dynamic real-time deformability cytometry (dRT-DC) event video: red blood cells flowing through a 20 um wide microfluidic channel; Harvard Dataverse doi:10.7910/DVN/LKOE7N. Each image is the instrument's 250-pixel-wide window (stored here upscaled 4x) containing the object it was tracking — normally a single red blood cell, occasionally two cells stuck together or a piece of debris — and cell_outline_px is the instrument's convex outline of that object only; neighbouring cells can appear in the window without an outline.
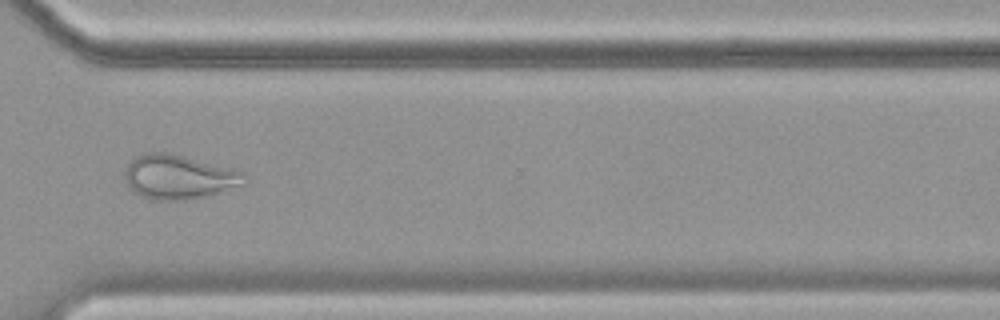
{"species": "common noctule bat (a hibernating species)", "species_latin": "Nyctalus noctula", "temperature_condition": "cold", "stored_images_in_passage": 44, "camera_frame_rate_fps": 3000, "um_per_image_px": 0.085, "animal": {"sex": "female", "body_mass_g": 19.9}, "frame": {"image": 1, "passage_image": 32, "time_ms": 10.333, "image_size_px": [1000, 320], "cell_outline_px": [[248, 180], [244, 184], [212, 196], [188, 200], [156, 200], [132, 192], [128, 188], [124, 180], [124, 168], [128, 160], [132, 156], [148, 152], [168, 152], [236, 168], [244, 172]], "centroid_in_image_um": [15.2, 15.03], "position_along_channel_um": 355.4, "area_um2": 31.96}, "authors_computed_cell_mechanics": {"area_um2": 29.0445, "velocity_mm_per_s": 3.4953, "shape_relaxation_time_tau1_ms": null, "shape_relaxation_time_tau2_ms": 1.1743, "deformation_change_tau1": null, "deformation_change_tau2": 0.0946}}